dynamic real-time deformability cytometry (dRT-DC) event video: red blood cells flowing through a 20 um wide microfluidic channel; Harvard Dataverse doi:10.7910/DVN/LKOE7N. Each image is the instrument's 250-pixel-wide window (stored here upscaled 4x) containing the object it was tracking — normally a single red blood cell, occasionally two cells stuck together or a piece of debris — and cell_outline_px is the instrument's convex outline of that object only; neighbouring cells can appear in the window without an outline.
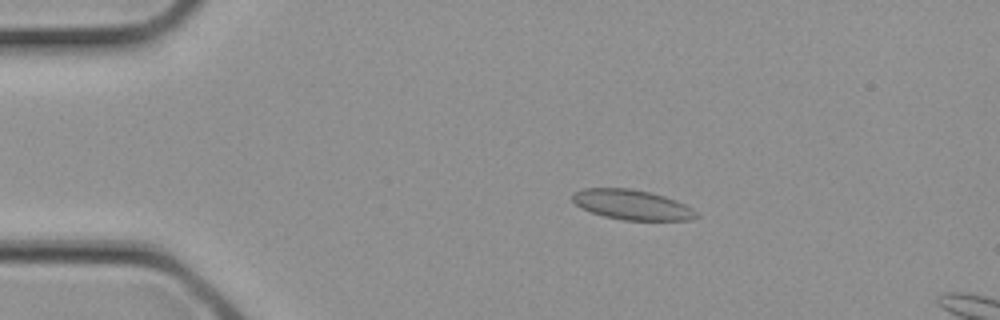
{"species": "common noctule bat (a hibernating species)", "species_latin": "Nyctalus noctula", "temperature_condition": "cold", "stored_images_in_passage": 2, "camera_frame_rate_fps": 3000, "um_per_image_px": 0.085, "animal": {"sex": "female", "body_mass_g": 21.9}, "frame": {"image": 1, "passage_image": 1, "time_ms": 0.0, "image_size_px": [1000, 320], "cell_outline_px": [[700, 216], [692, 220], [624, 220], [604, 216], [580, 208], [572, 200], [572, 192], [584, 188], [632, 188], [664, 196], [676, 200], [692, 208]], "centroid_in_image_um": [53.71, 17.4], "position_along_channel_um": 31.3, "area_um2": 21.68}}